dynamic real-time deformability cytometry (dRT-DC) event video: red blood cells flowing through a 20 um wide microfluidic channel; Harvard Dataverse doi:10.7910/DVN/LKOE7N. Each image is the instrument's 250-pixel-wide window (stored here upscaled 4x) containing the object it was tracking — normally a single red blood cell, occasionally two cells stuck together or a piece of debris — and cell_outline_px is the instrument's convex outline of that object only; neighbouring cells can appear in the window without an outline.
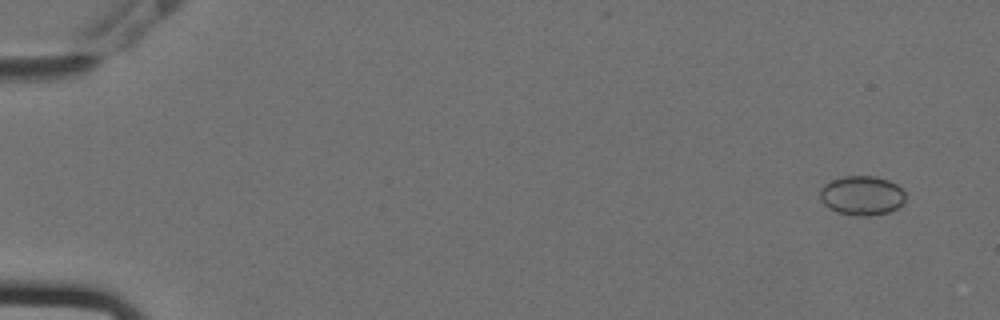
{"species": "Egyptian fruit bat (a non-hibernating species)", "species_latin": "Rousettus aegyptiacus", "temperature_condition": "cold", "stored_images_in_passage": 7, "camera_frame_rate_fps": 3000, "um_per_image_px": 0.085, "animal": {"sex": "female"}, "frame": {"image": 1, "passage_image": 1, "time_ms": 0.0, "image_size_px": [1000, 320], "cell_outline_px": [[904, 200], [896, 208], [888, 212], [868, 216], [860, 216], [836, 212], [824, 204], [820, 200], [820, 188], [824, 184], [832, 180], [844, 176], [876, 176], [888, 180], [896, 184], [904, 192]], "centroid_in_image_um": [73.22, 16.61], "position_along_channel_um": 11.8, "area_um2": 19.48}}
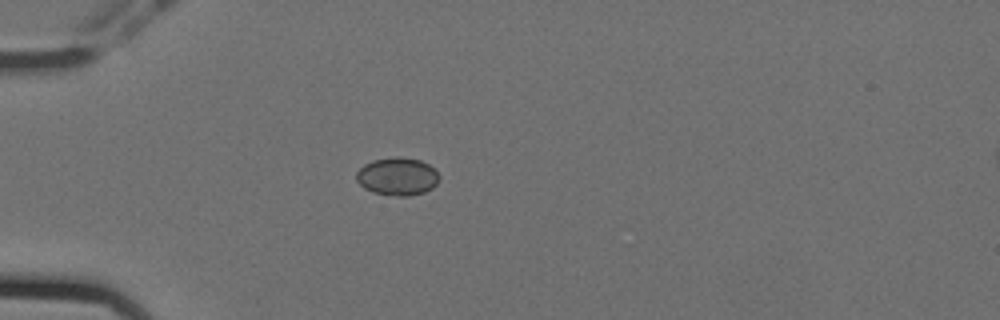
{"frame": {"image": 2, "passage_image": 5, "time_ms": 1.333, "image_size_px": [1000, 320], "cell_outline_px": [[440, 180], [432, 188], [424, 192], [408, 196], [396, 196], [372, 192], [364, 188], [356, 180], [356, 172], [364, 164], [372, 160], [396, 156], [400, 156], [420, 160], [428, 164], [440, 176]], "centroid_in_image_um": [33.77, 14.99], "position_along_channel_um": 51.2, "area_um2": 18.38}}
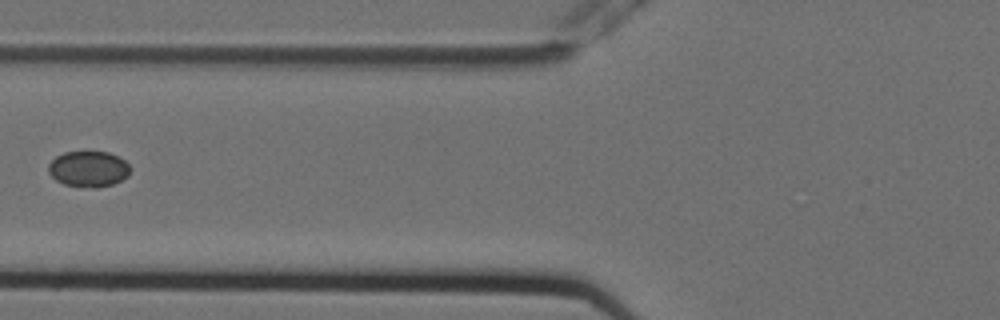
{"frame": {"image": 3, "passage_image": 7, "time_ms": 2.0, "image_size_px": [1000, 320], "cell_outline_px": [[132, 168], [128, 176], [112, 184], [96, 188], [92, 188], [64, 184], [56, 180], [48, 172], [48, 164], [56, 156], [64, 152], [108, 152], [124, 160]], "centroid_in_image_um": [7.52, 14.36], "position_along_channel_um": 118.3, "area_um2": 17.05}}